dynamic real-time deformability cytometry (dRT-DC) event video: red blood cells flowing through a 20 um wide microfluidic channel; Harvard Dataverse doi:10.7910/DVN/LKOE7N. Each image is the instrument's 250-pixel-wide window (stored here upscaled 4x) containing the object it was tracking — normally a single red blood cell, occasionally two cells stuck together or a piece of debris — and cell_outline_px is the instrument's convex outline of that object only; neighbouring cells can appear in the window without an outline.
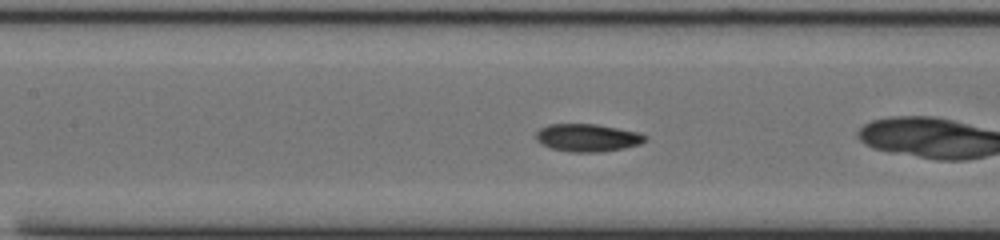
{"species": "common noctule bat (a hibernating species)", "species_latin": "Nyctalus noctula", "temperature_condition": "cold", "stored_images_in_passage": 25, "camera_frame_rate_fps": 3000, "um_per_image_px": 0.085, "animal": {"sex": "male", "body_mass_g": 20.0, "forearm_length_mm": 53.3}, "frame": {"image": 1, "passage_image": 8, "time_ms": 2.333, "image_size_px": [1000, 240], "cell_outline_px": [[648, 140], [640, 144], [624, 148], [600, 152], [572, 152], [552, 148], [540, 144], [536, 140], [536, 132], [540, 128], [548, 124], [596, 124], [640, 132], [648, 136]], "centroid_in_image_um": [49.96, 11.7], "position_along_channel_um": 157.4, "area_um2": 17.8}}
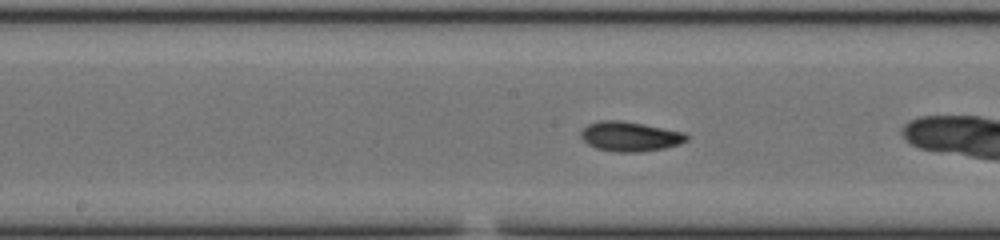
{"frame": {"image": 2, "passage_image": 11, "time_ms": 3.333, "image_size_px": [1000, 240], "cell_outline_px": [[688, 140], [680, 144], [664, 148], [640, 152], [616, 152], [596, 148], [588, 144], [580, 136], [580, 132], [588, 124], [600, 120], [620, 120], [644, 124], [684, 132], [688, 136]], "centroid_in_image_um": [53.55, 11.6], "position_along_channel_um": 194.6, "area_um2": 18.32}}
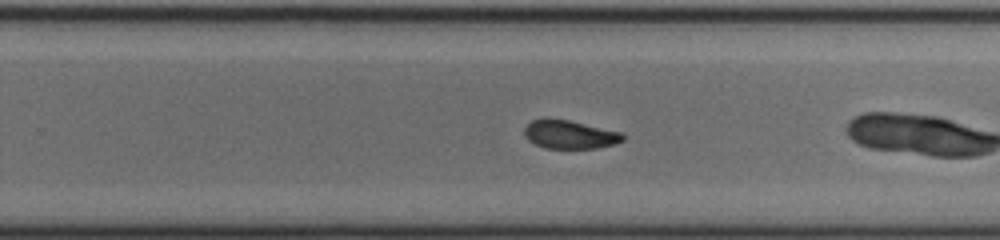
{"frame": {"image": 3, "passage_image": 18, "time_ms": 5.667, "image_size_px": [1000, 240], "cell_outline_px": [[624, 140], [612, 144], [596, 148], [544, 148], [528, 140], [524, 136], [524, 128], [532, 120], [568, 120], [624, 132]], "centroid_in_image_um": [48.46, 11.45], "position_along_channel_um": 281.3, "area_um2": 16.07}}